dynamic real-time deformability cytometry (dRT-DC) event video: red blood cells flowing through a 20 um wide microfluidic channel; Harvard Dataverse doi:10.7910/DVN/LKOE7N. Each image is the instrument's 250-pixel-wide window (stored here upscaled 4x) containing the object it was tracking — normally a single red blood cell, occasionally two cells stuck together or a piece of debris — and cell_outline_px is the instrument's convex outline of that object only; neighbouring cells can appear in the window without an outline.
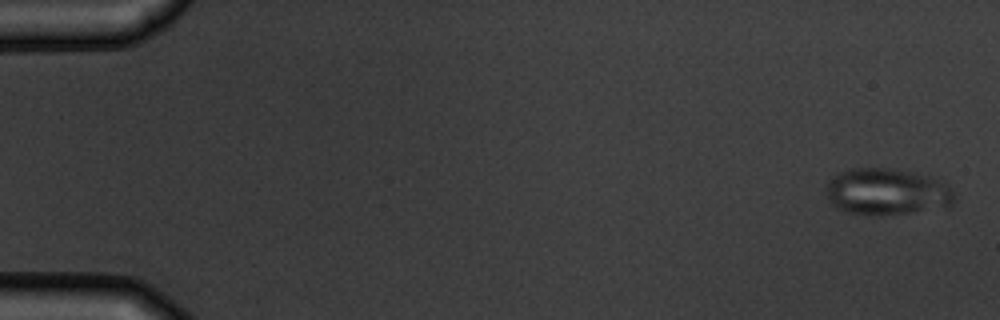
{"species": "common noctule bat (a hibernating species)", "species_latin": "Nyctalus noctula", "temperature_condition": "warm", "stored_images_in_passage": 9, "camera_frame_rate_fps": 3000, "um_per_image_px": 0.085, "animal": {"sex": "male", "body_mass_g": 19.5, "forearm_length_mm": 54.6}, "frame": {"image": 1, "passage_image": 1, "time_ms": 0.0, "image_size_px": [1000, 320], "cell_outline_px": [[956, 196], [952, 204], [908, 212], [876, 216], [868, 216], [848, 212], [832, 204], [828, 200], [824, 188], [828, 180], [832, 176], [848, 168], [900, 168], [928, 176], [948, 184]], "centroid_in_image_um": [75.32, 16.27], "position_along_channel_um": 9.7, "area_um2": 35.03}}
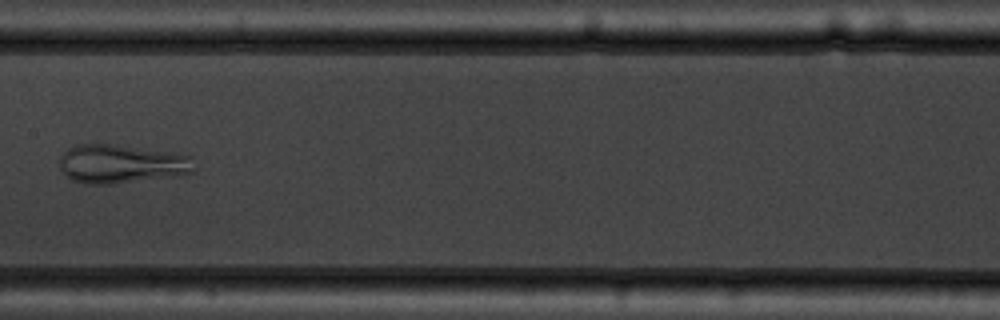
{"frame": {"image": 2, "passage_image": 8, "time_ms": 8.667, "image_size_px": [1000, 320], "cell_outline_px": [[192, 172], [176, 176], [112, 184], [84, 184], [72, 180], [60, 168], [60, 156], [68, 148], [80, 144], [112, 144], [168, 152], [188, 156], [192, 168]], "centroid_in_image_um": [10.23, 13.94], "position_along_channel_um": 197.2, "area_um2": 29.88}}